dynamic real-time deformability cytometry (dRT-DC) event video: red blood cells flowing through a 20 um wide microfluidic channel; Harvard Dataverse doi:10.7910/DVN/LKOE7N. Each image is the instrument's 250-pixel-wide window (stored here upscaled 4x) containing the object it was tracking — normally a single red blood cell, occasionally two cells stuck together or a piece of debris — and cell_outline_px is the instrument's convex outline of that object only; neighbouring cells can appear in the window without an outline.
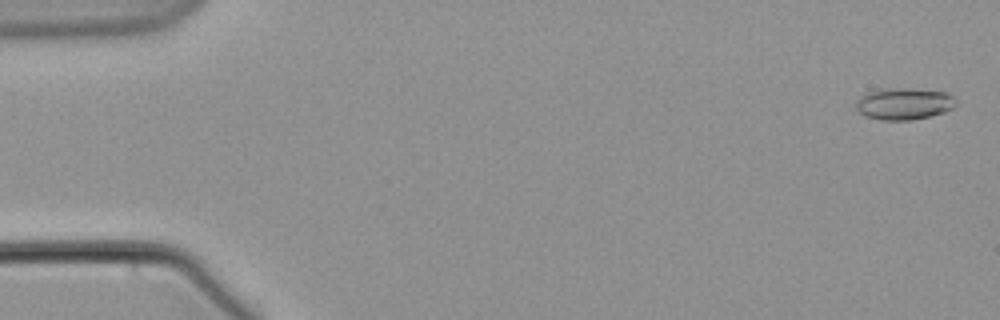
{"species": "common noctule bat (a hibernating species)", "species_latin": "Nyctalus noctula", "temperature_condition": "warm", "stored_images_in_passage": 8, "camera_frame_rate_fps": 3000, "um_per_image_px": 0.085, "animal": {"sex": "male", "body_mass_g": 21.5, "forearm_length_mm": 52.0}, "frame": {"image": 1, "passage_image": 1, "time_ms": 0.0, "image_size_px": [1000, 320], "cell_outline_px": [[960, 104], [944, 112], [912, 120], [880, 120], [864, 116], [856, 108], [856, 100], [860, 96], [868, 92], [892, 88], [912, 88], [948, 92]], "centroid_in_image_um": [76.87, 8.82], "position_along_channel_um": 8.1, "area_um2": 18.67}}
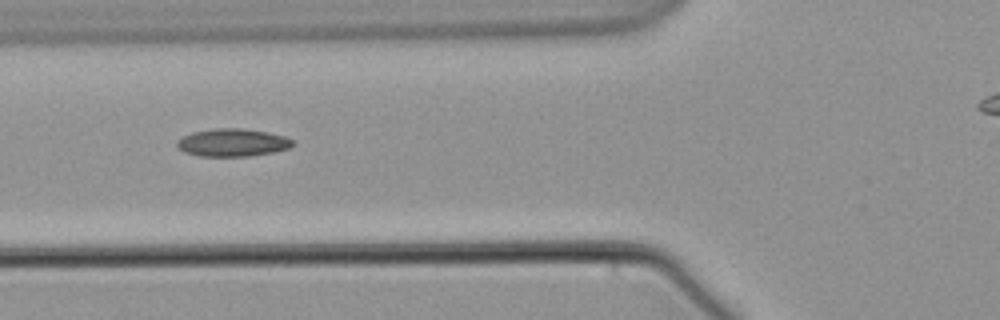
{"frame": {"image": 2, "passage_image": 7, "time_ms": 7.333, "image_size_px": [1000, 320], "cell_outline_px": [[296, 144], [288, 148], [272, 152], [248, 156], [200, 156], [184, 152], [176, 148], [176, 140], [192, 132], [216, 128], [244, 128], [268, 132], [284, 136], [292, 140]], "centroid_in_image_um": [19.74, 12.11], "position_along_channel_um": 106.1, "area_um2": 18.79}}
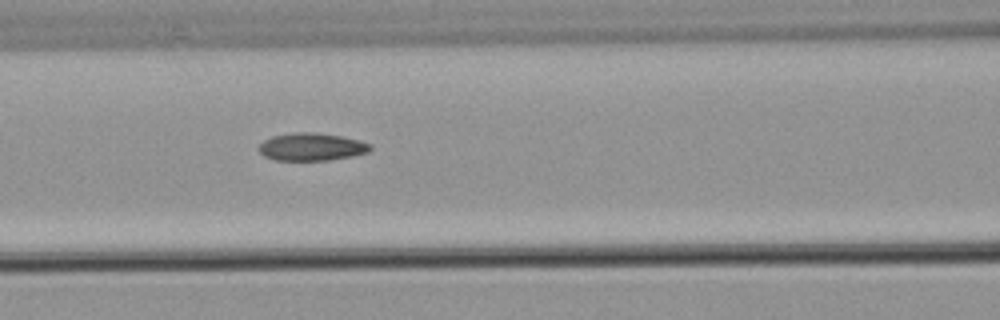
{"frame": {"image": 3, "passage_image": 8, "time_ms": 8.333, "image_size_px": [1000, 320], "cell_outline_px": [[372, 148], [368, 152], [352, 156], [328, 160], [276, 160], [264, 156], [256, 148], [264, 140], [272, 136], [296, 132], [312, 132], [340, 136], [360, 140], [372, 144]], "centroid_in_image_um": [26.48, 12.48], "position_along_channel_um": 140.1, "area_um2": 17.98}}